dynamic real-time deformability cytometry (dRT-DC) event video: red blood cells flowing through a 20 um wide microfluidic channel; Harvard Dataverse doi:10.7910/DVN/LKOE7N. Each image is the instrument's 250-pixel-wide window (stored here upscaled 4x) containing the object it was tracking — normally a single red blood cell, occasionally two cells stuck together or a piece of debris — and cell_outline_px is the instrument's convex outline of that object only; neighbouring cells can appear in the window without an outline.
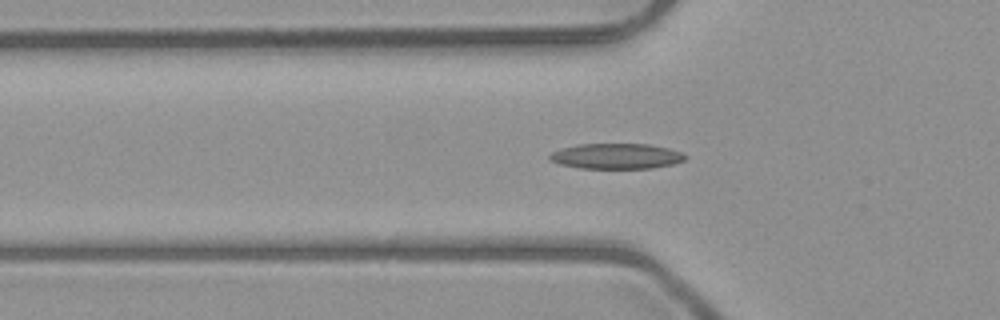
{"species": "common noctule bat (a hibernating species)", "species_latin": "Nyctalus noctula", "temperature_condition": "room temperature", "stored_images_in_passage": 53, "camera_frame_rate_fps": 3000, "um_per_image_px": 0.085, "animal": {"sex": "male", "body_mass_g": 23.1, "forearm_length_mm": 52.7}, "frame": {"image": 1, "passage_image": 18, "time_ms": 5.667, "image_size_px": [1000, 320], "cell_outline_px": [[688, 156], [684, 160], [672, 164], [652, 168], [580, 168], [560, 164], [548, 160], [548, 156], [552, 152], [560, 148], [576, 144], [648, 144], [668, 148], [684, 152]], "centroid_in_image_um": [52.38, 13.27], "position_along_channel_um": 73.4, "area_um2": 20.23}}
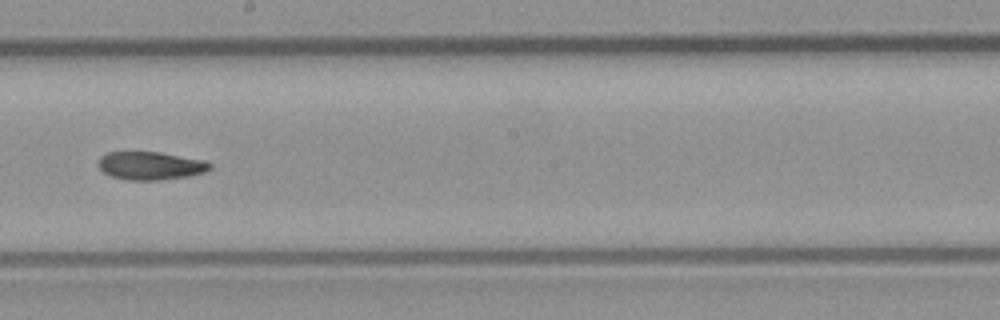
{"frame": {"image": 2, "passage_image": 30, "time_ms": 9.667, "image_size_px": [1000, 320], "cell_outline_px": [[212, 168], [204, 172], [188, 176], [160, 180], [128, 180], [112, 176], [104, 172], [96, 164], [100, 156], [104, 152], [160, 152], [204, 160], [212, 164]], "centroid_in_image_um": [12.77, 14.08], "position_along_channel_um": 235.4, "area_um2": 18.38}}
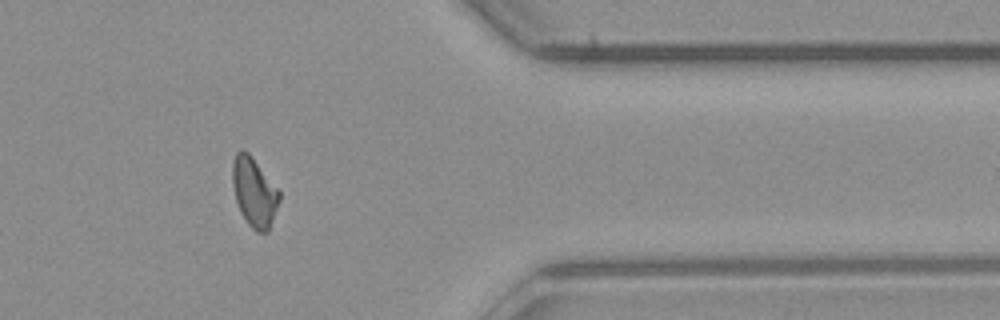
{"frame": {"image": 3, "passage_image": 43, "time_ms": 14.0, "image_size_px": [1000, 320], "cell_outline_px": [[280, 200], [268, 232], [256, 232], [248, 224], [240, 212], [236, 200], [232, 184], [232, 160], [236, 152], [240, 148], [244, 148], [248, 152], [280, 192]], "centroid_in_image_um": [21.58, 16.32], "position_along_channel_um": 389.8, "area_um2": 18.9}, "authors_computed_cell_mechanics": {"area_um2": 18.9006, "velocity_mm_per_s": 4.0187, "shape_relaxation_time_tau1_ms": null, "shape_relaxation_time_tau2_ms": 6.8746, "deformation_change_tau1": null, "deformation_change_tau2": 0.1469}}